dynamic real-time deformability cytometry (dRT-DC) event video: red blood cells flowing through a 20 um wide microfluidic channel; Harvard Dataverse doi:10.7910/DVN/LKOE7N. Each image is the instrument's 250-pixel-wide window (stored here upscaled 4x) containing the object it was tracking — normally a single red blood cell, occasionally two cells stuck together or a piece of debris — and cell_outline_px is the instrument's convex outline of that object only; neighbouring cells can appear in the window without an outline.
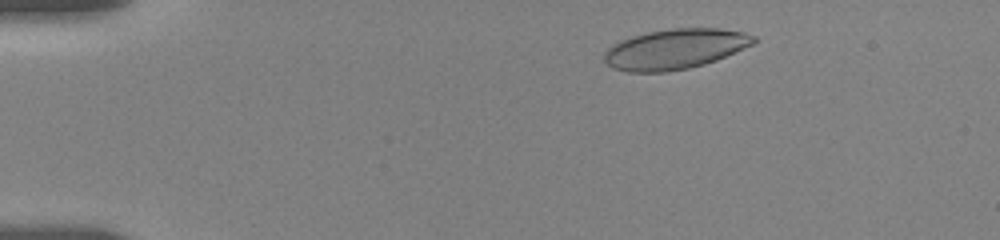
{"species": "human", "species_latin": "Homo sapiens", "temperature_condition": "room temperature", "stored_images_in_passage": 15, "camera_frame_rate_fps": 3000, "um_per_image_px": 0.085, "donor": {"sex": "female"}, "frame": {"image": 1, "passage_image": 6, "time_ms": 1.667, "image_size_px": [1000, 240], "cell_outline_px": [[756, 40], [752, 44], [716, 60], [704, 64], [688, 68], [664, 72], [628, 72], [612, 68], [604, 60], [604, 52], [612, 44], [620, 40], [632, 36], [648, 32], [672, 28], [720, 28], [744, 32], [756, 36]], "centroid_in_image_um": [57.35, 4.16], "position_along_channel_um": 27.6, "area_um2": 34.91}}
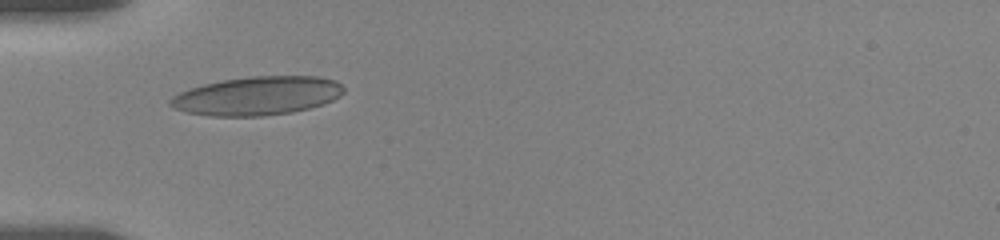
{"frame": {"image": 2, "passage_image": 13, "time_ms": 4.667, "image_size_px": [1000, 240], "cell_outline_px": [[344, 92], [340, 96], [324, 104], [292, 112], [264, 116], [212, 116], [184, 112], [172, 108], [168, 104], [168, 100], [172, 96], [188, 88], [204, 84], [224, 80], [248, 76], [316, 76], [336, 80], [344, 88]], "centroid_in_image_um": [21.83, 8.15], "position_along_channel_um": 63.2, "area_um2": 39.3}}
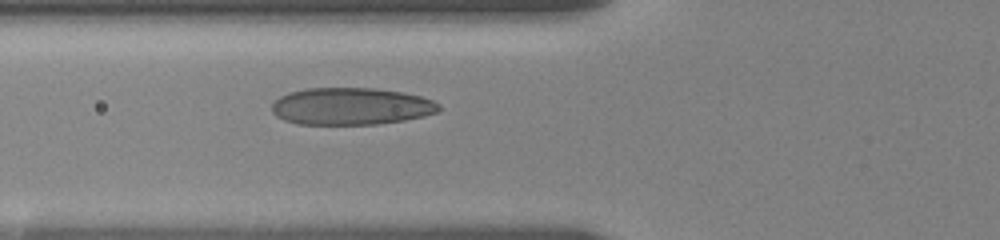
{"frame": {"image": 3, "passage_image": 15, "time_ms": 5.667, "image_size_px": [1000, 240], "cell_outline_px": [[440, 108], [436, 112], [424, 116], [404, 120], [376, 124], [300, 124], [284, 120], [276, 116], [272, 112], [272, 104], [280, 96], [292, 92], [308, 88], [372, 88], [400, 92], [420, 96], [432, 100], [440, 104]], "centroid_in_image_um": [29.83, 9.04], "position_along_channel_um": 96.0, "area_um2": 35.89}}